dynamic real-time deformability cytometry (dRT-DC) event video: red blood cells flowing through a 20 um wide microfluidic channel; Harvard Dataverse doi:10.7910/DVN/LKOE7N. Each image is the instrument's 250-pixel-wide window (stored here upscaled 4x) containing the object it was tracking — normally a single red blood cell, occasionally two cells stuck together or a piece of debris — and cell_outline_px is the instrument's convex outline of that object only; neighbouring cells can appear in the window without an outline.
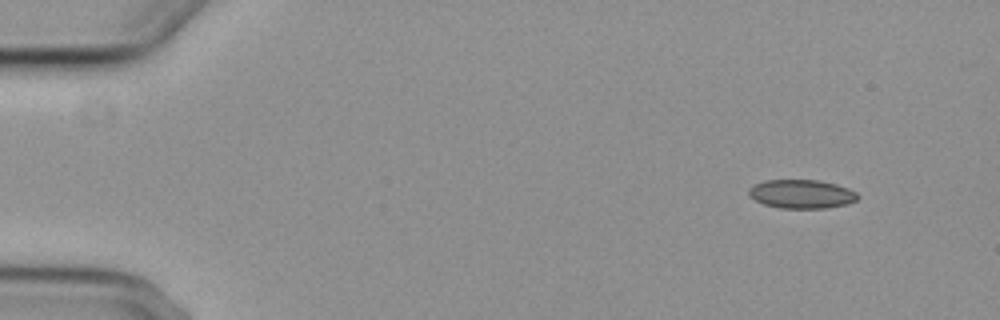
{"species": "common noctule bat (a hibernating species)", "species_latin": "Nyctalus noctula", "temperature_condition": "cold", "stored_images_in_passage": 6, "camera_frame_rate_fps": 3000, "um_per_image_px": 0.085, "animal": {"sex": "female", "body_mass_g": 29.2, "forearm_length_mm": 56.3}, "frame": {"image": 1, "passage_image": 1, "time_ms": 0.0, "image_size_px": [1000, 320], "cell_outline_px": [[860, 196], [856, 200], [848, 204], [828, 208], [780, 208], [764, 204], [748, 196], [748, 188], [764, 180], [820, 180], [836, 184], [848, 188], [856, 192]], "centroid_in_image_um": [68.14, 16.49], "position_along_channel_um": 16.9, "area_um2": 18.38}}
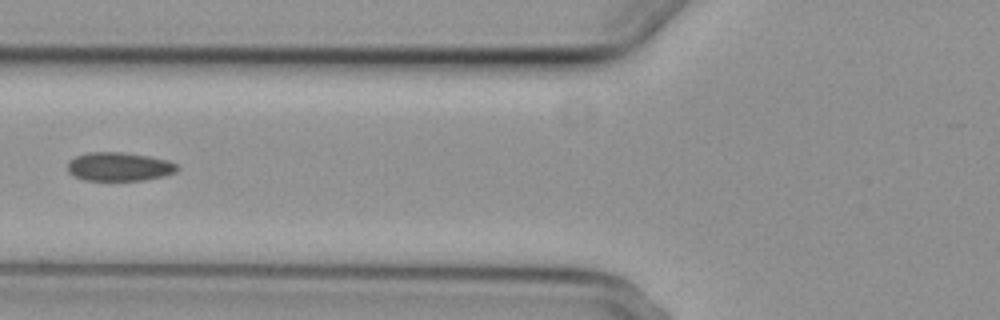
{"frame": {"image": 2, "passage_image": 5, "time_ms": 5.667, "image_size_px": [1000, 320], "cell_outline_px": [[180, 168], [176, 172], [164, 176], [144, 180], [84, 180], [72, 176], [68, 172], [68, 160], [76, 156], [88, 152], [124, 152], [148, 156], [168, 160], [176, 164]], "centroid_in_image_um": [10.12, 14.16], "position_along_channel_um": 115.7, "area_um2": 18.5}}
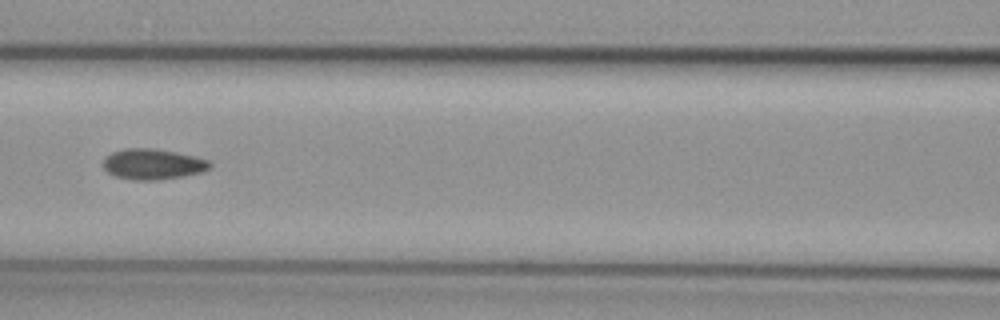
{"frame": {"image": 3, "passage_image": 6, "time_ms": 6.667, "image_size_px": [1000, 320], "cell_outline_px": [[212, 168], [200, 172], [184, 176], [160, 180], [132, 180], [112, 176], [104, 168], [104, 156], [112, 152], [124, 148], [156, 148], [196, 156], [208, 160], [212, 164]], "centroid_in_image_um": [12.99, 13.95], "position_along_channel_um": 153.6, "area_um2": 19.36}}